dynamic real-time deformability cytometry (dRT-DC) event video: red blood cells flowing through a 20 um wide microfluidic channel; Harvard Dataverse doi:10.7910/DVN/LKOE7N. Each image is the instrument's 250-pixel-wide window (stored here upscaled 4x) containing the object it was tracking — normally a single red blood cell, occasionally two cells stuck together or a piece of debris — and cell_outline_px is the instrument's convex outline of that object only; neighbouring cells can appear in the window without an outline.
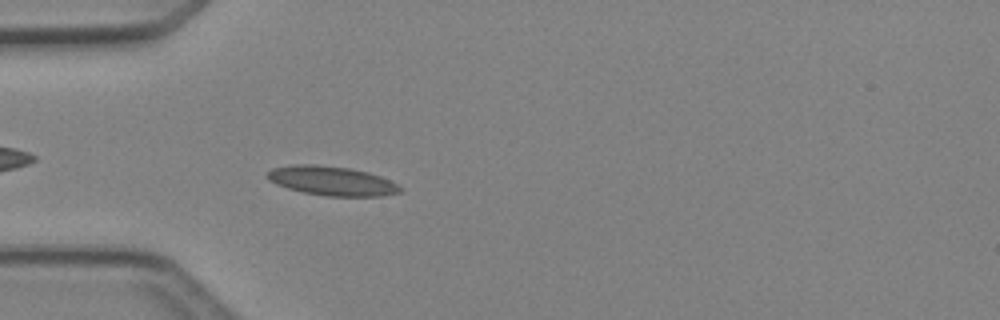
{"species": "Egyptian fruit bat (a non-hibernating species)", "species_latin": "Rousettus aegyptiacus", "temperature_condition": "cold", "stored_images_in_passage": 40, "camera_frame_rate_fps": 3000, "um_per_image_px": 0.085, "animal": {"sex": "female"}, "frame": {"image": 1, "passage_image": 7, "time_ms": 2.0, "image_size_px": [1000, 320], "cell_outline_px": [[400, 192], [380, 196], [328, 196], [304, 192], [288, 188], [276, 184], [268, 180], [264, 176], [264, 172], [272, 168], [292, 164], [316, 164], [348, 168], [368, 172], [380, 176], [396, 184], [400, 188]], "centroid_in_image_um": [28.11, 15.36], "position_along_channel_um": 56.9, "area_um2": 22.6}}
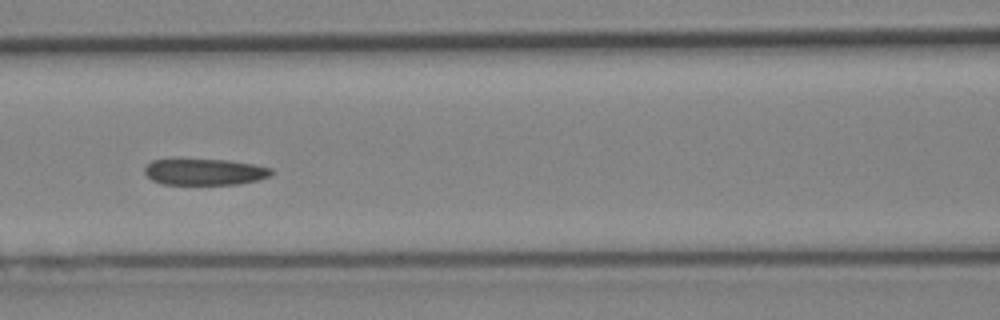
{"frame": {"image": 2, "passage_image": 14, "time_ms": 4.333, "image_size_px": [1000, 320], "cell_outline_px": [[272, 176], [240, 184], [164, 184], [152, 180], [144, 172], [144, 168], [152, 160], [228, 160], [252, 164], [272, 168]], "centroid_in_image_um": [17.42, 14.62], "position_along_channel_um": 149.2, "area_um2": 19.19}}
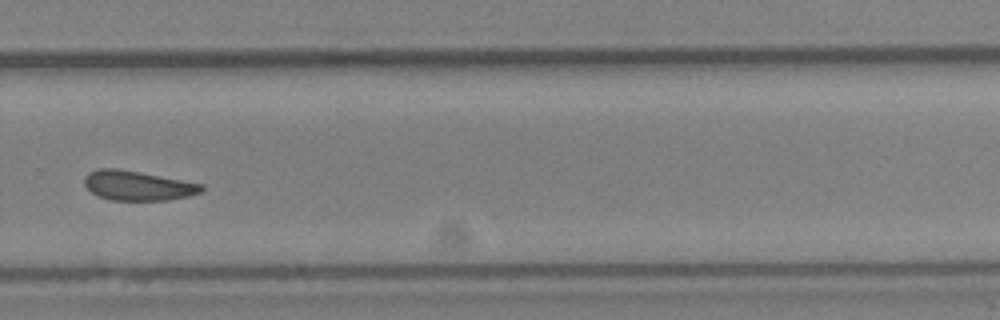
{"frame": {"image": 3, "passage_image": 26, "time_ms": 8.333, "image_size_px": [1000, 320], "cell_outline_px": [[204, 188], [200, 192], [188, 196], [168, 200], [108, 200], [92, 192], [84, 184], [84, 176], [88, 172], [100, 168], [116, 168], [140, 172], [204, 184]], "centroid_in_image_um": [11.7, 15.77], "position_along_channel_um": 318.1, "area_um2": 20.17}, "authors_computed_cell_mechanics": {"area_um2": 20.519, "velocity_mm_per_s": 4.2181, "shape_relaxation_time_tau1_ms": null, "shape_relaxation_time_tau2_ms": 3.8266, "deformation_change_tau1": null, "deformation_change_tau2": 0.0917}}